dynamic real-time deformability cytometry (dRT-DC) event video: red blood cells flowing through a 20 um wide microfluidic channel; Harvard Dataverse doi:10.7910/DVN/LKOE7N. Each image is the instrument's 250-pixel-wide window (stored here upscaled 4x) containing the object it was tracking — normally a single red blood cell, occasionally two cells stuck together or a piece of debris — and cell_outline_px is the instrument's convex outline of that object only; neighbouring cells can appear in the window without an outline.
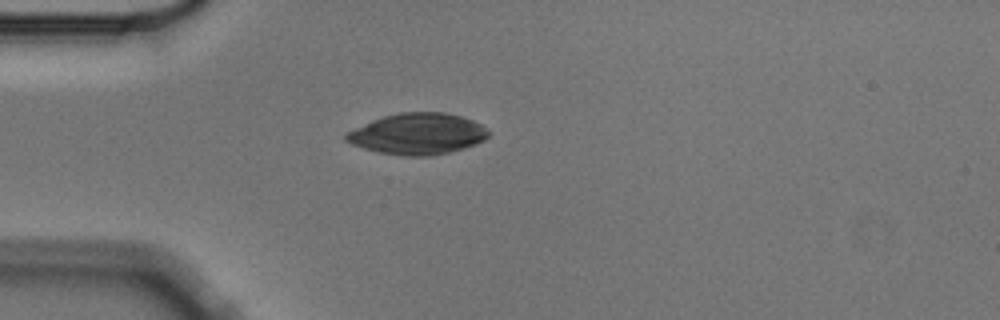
{"species": "Egyptian fruit bat (a non-hibernating species)", "species_latin": "Rousettus aegyptiacus", "temperature_condition": "cold", "stored_images_in_passage": 1, "camera_frame_rate_fps": 3000, "um_per_image_px": 0.085, "animal": {"sex": "male"}, "frame": {"image": 1, "passage_image": 1, "time_ms": 0.0, "image_size_px": [1000, 320], "cell_outline_px": [[492, 132], [484, 140], [476, 144], [464, 148], [432, 156], [408, 156], [380, 152], [364, 148], [352, 144], [344, 140], [344, 136], [348, 132], [372, 120], [384, 116], [400, 112], [444, 112], [460, 116], [472, 120], [488, 128]], "centroid_in_image_um": [35.54, 11.37], "position_along_channel_um": 49.5, "area_um2": 34.04}}